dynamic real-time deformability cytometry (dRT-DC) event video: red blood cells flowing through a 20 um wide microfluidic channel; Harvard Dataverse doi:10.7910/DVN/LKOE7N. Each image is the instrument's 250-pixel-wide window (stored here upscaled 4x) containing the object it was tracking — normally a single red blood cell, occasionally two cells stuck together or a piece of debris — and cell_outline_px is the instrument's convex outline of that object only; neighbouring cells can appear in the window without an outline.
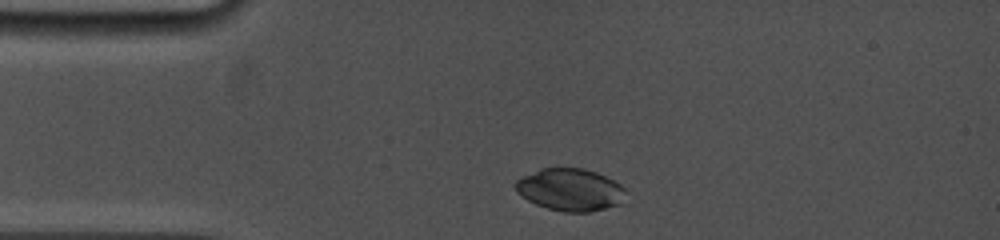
{"species": "common noctule bat (a hibernating species)", "species_latin": "Nyctalus noctula", "temperature_condition": "cold", "stored_images_in_passage": 5, "camera_frame_rate_fps": 5000, "um_per_image_px": 0.085, "animal": {"sex": "female", "body_mass_g": 19.0, "forearm_length_mm": 53.3}, "frame": {"image": 1, "passage_image": 1, "time_ms": 0.0, "image_size_px": [1000, 240], "cell_outline_px": [[624, 204], [588, 212], [564, 212], [548, 208], [536, 204], [528, 200], [516, 192], [512, 184], [516, 180], [540, 168], [584, 168], [596, 172], [620, 184], [624, 188]], "centroid_in_image_um": [48.46, 16.13], "position_along_channel_um": 36.5, "area_um2": 27.28}}
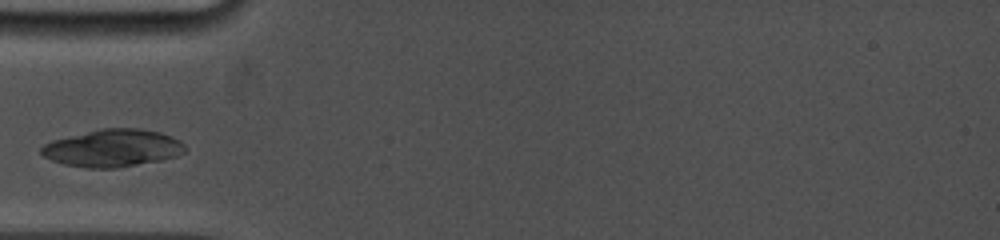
{"frame": {"image": 2, "passage_image": 4, "time_ms": 1.8, "image_size_px": [1000, 240], "cell_outline_px": [[188, 148], [184, 152], [176, 156], [164, 160], [116, 168], [84, 168], [64, 164], [52, 160], [44, 156], [40, 152], [40, 148], [44, 144], [52, 140], [100, 128], [140, 128], [160, 132], [172, 136], [180, 140]], "centroid_in_image_um": [9.61, 12.59], "position_along_channel_um": 75.4, "area_um2": 31.67}}